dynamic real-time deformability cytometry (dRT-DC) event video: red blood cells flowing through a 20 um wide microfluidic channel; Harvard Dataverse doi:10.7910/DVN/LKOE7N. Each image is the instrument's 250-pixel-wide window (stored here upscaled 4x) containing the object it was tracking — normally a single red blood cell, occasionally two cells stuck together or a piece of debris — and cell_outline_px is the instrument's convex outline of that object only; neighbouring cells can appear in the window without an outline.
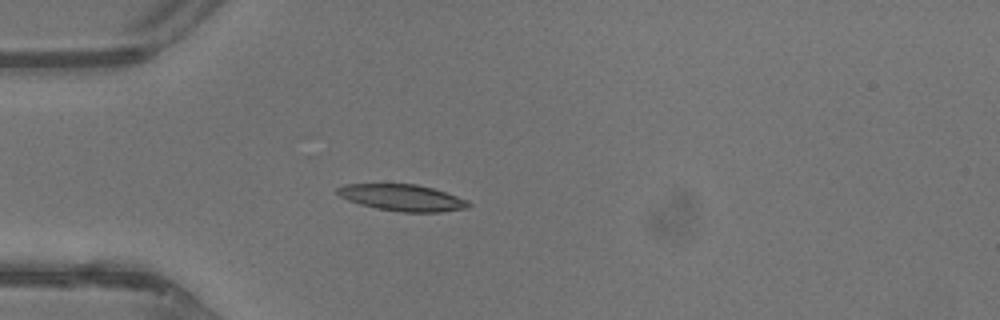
{"species": "common noctule bat (a hibernating species)", "species_latin": "Nyctalus noctula", "temperature_condition": "warm", "stored_images_in_passage": 32, "camera_frame_rate_fps": 3000, "um_per_image_px": 0.085, "animal": {"sex": "male", "body_mass_g": 13.3}, "frame": {"image": 1, "passage_image": 1, "time_ms": 0.0, "image_size_px": [1000, 320], "cell_outline_px": [[472, 204], [468, 208], [440, 212], [404, 212], [376, 208], [360, 204], [348, 200], [340, 196], [336, 192], [336, 188], [344, 184], [416, 184], [432, 188], [468, 200]], "centroid_in_image_um": [34.19, 16.8], "position_along_channel_um": 50.8, "area_um2": 20.17}}
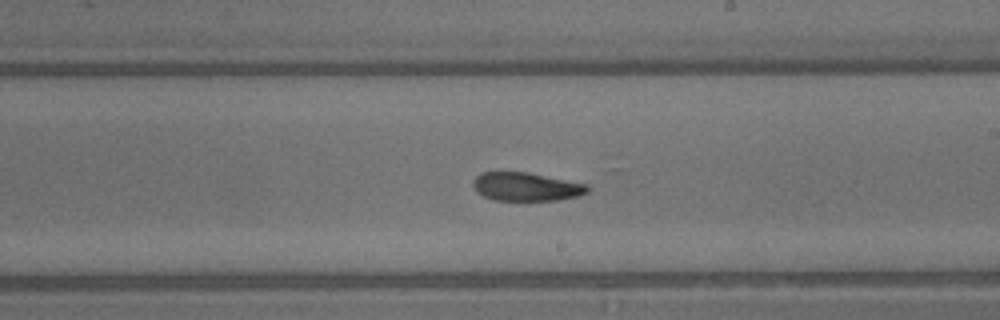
{"frame": {"image": 2, "passage_image": 14, "time_ms": 4.333, "image_size_px": [1000, 320], "cell_outline_px": [[588, 192], [580, 196], [560, 200], [492, 200], [476, 192], [472, 184], [472, 180], [480, 172], [528, 172], [588, 184]], "centroid_in_image_um": [44.72, 15.87], "position_along_channel_um": 244.3, "area_um2": 19.19}}
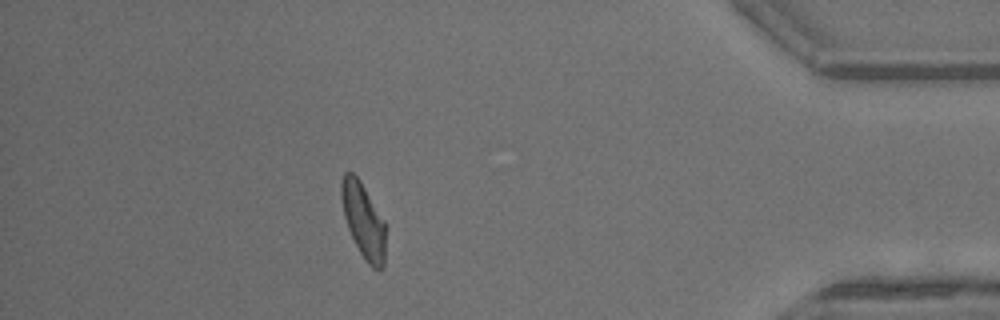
{"frame": {"image": 3, "passage_image": 27, "time_ms": 8.667, "image_size_px": [1000, 320], "cell_outline_px": [[384, 264], [380, 268], [372, 268], [368, 264], [360, 252], [348, 228], [344, 216], [340, 196], [340, 184], [344, 172], [352, 172], [360, 180], [384, 220]], "centroid_in_image_um": [30.85, 18.69], "position_along_channel_um": 404.3, "area_um2": 19.02}, "authors_computed_cell_mechanics": {"area_um2": 19.7676, "velocity_mm_per_s": 4.7501, "shape_relaxation_time_tau1_ms": 2.9216, "shape_relaxation_time_tau2_ms": 2.7156, "deformation_change_tau1": 0.1481, "deformation_change_tau2": 0.081}}